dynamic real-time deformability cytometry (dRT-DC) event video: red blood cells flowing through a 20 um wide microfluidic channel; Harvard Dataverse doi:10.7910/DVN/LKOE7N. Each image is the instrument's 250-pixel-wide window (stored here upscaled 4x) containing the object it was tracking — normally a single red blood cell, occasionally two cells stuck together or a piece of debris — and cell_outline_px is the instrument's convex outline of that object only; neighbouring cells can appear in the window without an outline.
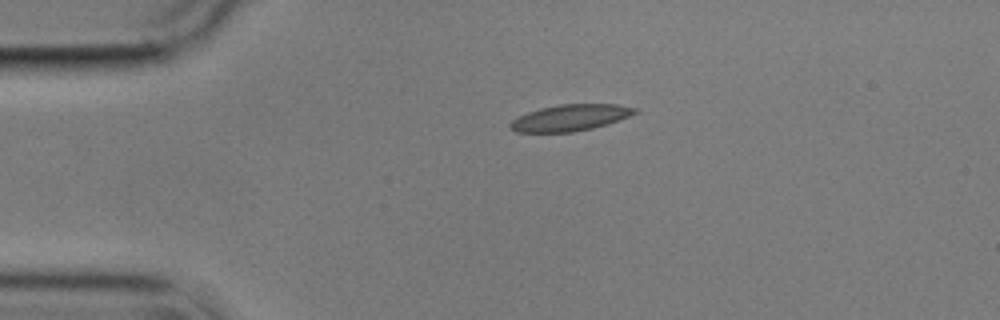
{"species": "common noctule bat (a hibernating species)", "species_latin": "Nyctalus noctula", "temperature_condition": "cold", "stored_images_in_passage": 45, "camera_frame_rate_fps": 3000, "um_per_image_px": 0.085, "animal": {"sex": "male", "body_mass_g": 17.9}, "frame": {"image": 1, "passage_image": 1, "time_ms": 0.0, "image_size_px": [1000, 320], "cell_outline_px": [[640, 112], [608, 124], [592, 128], [572, 132], [516, 132], [508, 128], [508, 124], [512, 120], [528, 112], [540, 108], [560, 104], [616, 104], [636, 108]], "centroid_in_image_um": [48.47, 10.0], "position_along_channel_um": 36.5, "area_um2": 19.19}}
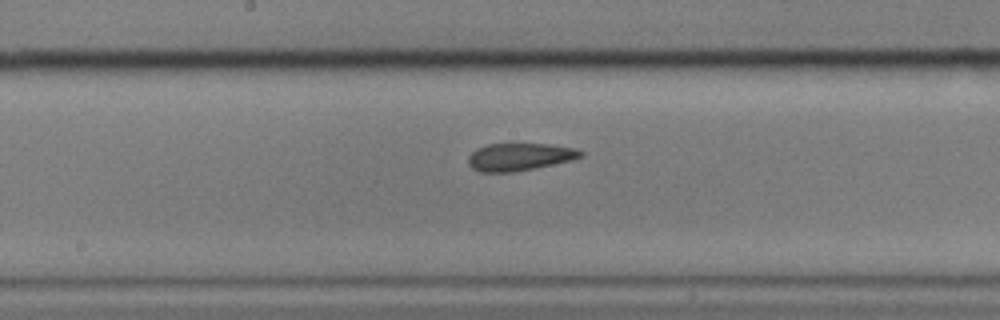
{"frame": {"image": 2, "passage_image": 18, "time_ms": 5.667, "image_size_px": [1000, 320], "cell_outline_px": [[584, 156], [572, 160], [512, 172], [480, 172], [472, 168], [468, 164], [468, 156], [476, 148], [488, 144], [548, 144], [576, 148], [584, 152]], "centroid_in_image_um": [44.15, 13.32], "position_along_channel_um": 204.0, "area_um2": 17.98}}
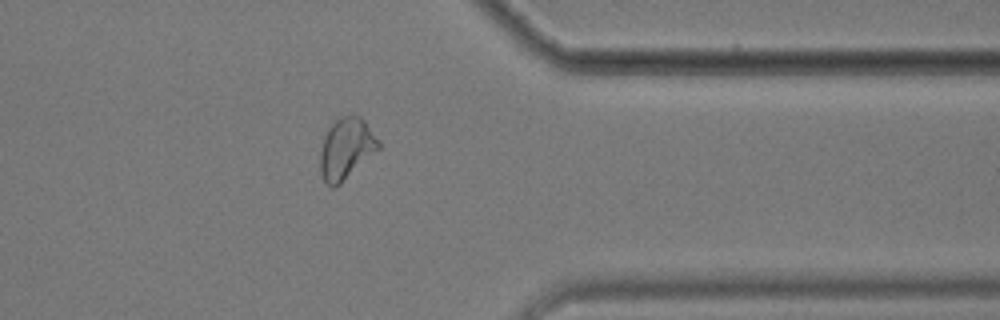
{"frame": {"image": 3, "passage_image": 34, "time_ms": 11.0, "image_size_px": [1000, 320], "cell_outline_px": [[380, 148], [336, 188], [332, 188], [324, 180], [320, 172], [320, 152], [324, 136], [332, 120], [340, 116], [360, 116], [364, 120], [380, 140]], "centroid_in_image_um": [29.42, 12.62], "position_along_channel_um": 382.0, "area_um2": 20.98}, "authors_computed_cell_mechanics": {"area_um2": 19.1896, "velocity_mm_per_s": 3.5411, "shape_relaxation_time_tau1_ms": null, "shape_relaxation_time_tau2_ms": 2.3611, "deformation_change_tau1": null, "deformation_change_tau2": 0.0943}}